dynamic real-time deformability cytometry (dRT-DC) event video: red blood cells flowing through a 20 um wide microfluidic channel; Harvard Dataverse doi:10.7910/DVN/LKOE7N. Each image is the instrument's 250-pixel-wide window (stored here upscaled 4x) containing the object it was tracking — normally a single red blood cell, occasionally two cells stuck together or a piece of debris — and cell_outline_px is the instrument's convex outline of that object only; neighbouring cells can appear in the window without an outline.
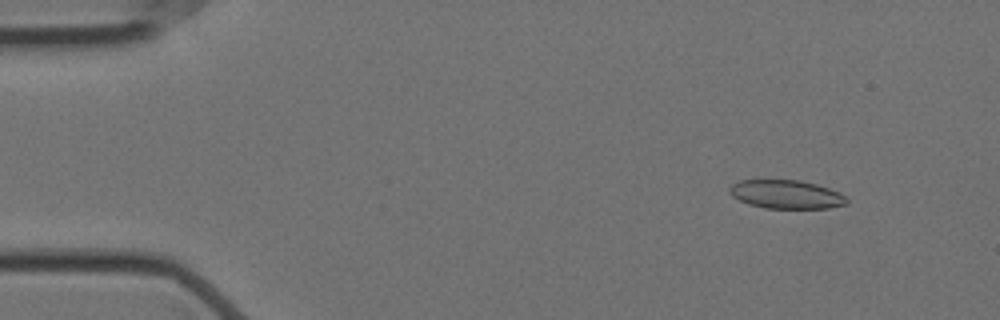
{"species": "Egyptian fruit bat (a non-hibernating species)", "species_latin": "Rousettus aegyptiacus", "temperature_condition": "cold", "stored_images_in_passage": 57, "camera_frame_rate_fps": 3000, "um_per_image_px": 0.085, "animal": {"sex": "female"}, "frame": {"image": 1, "passage_image": 6, "time_ms": 1.667, "image_size_px": [1000, 320], "cell_outline_px": [[848, 204], [828, 208], [764, 208], [748, 204], [732, 196], [728, 188], [732, 184], [740, 180], [800, 180], [816, 184], [840, 192], [848, 200]], "centroid_in_image_um": [66.83, 16.52], "position_along_channel_um": 18.2, "area_um2": 19.54}}
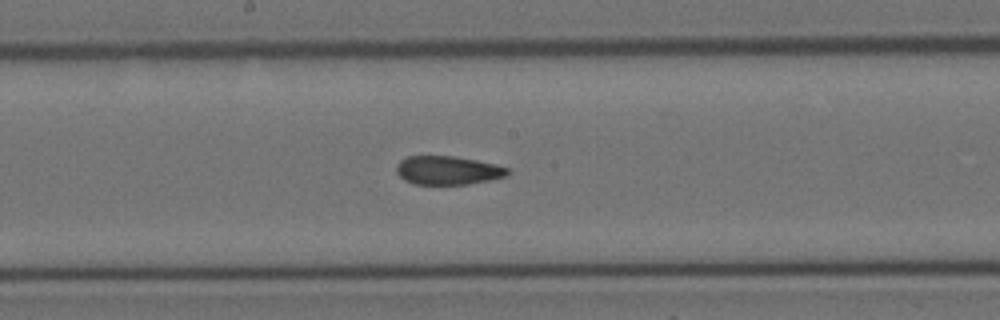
{"frame": {"image": 2, "passage_image": 30, "time_ms": 9.667, "image_size_px": [1000, 320], "cell_outline_px": [[512, 172], [508, 176], [468, 184], [412, 184], [404, 180], [396, 172], [396, 164], [400, 160], [408, 156], [452, 156], [476, 160], [496, 164], [512, 168]], "centroid_in_image_um": [38.1, 14.48], "position_along_channel_um": 210.1, "area_um2": 18.79}}
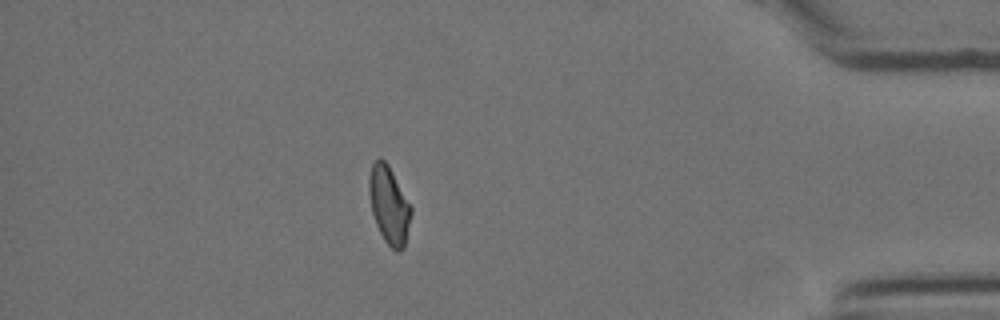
{"frame": {"image": 3, "passage_image": 50, "time_ms": 16.333, "image_size_px": [1000, 320], "cell_outline_px": [[412, 212], [404, 248], [396, 252], [384, 240], [376, 224], [372, 212], [368, 192], [368, 176], [372, 164], [380, 156], [388, 164], [412, 208]], "centroid_in_image_um": [33.05, 17.41], "position_along_channel_um": 402.1, "area_um2": 18.96}, "authors_computed_cell_mechanics": {"area_um2": 19.4208, "velocity_mm_per_s": 3.5275, "shape_relaxation_time_tau1_ms": 9.1386, "shape_relaxation_time_tau2_ms": 2.1551, "deformation_change_tau1": 0.1881, "deformation_change_tau2": 0.096}}